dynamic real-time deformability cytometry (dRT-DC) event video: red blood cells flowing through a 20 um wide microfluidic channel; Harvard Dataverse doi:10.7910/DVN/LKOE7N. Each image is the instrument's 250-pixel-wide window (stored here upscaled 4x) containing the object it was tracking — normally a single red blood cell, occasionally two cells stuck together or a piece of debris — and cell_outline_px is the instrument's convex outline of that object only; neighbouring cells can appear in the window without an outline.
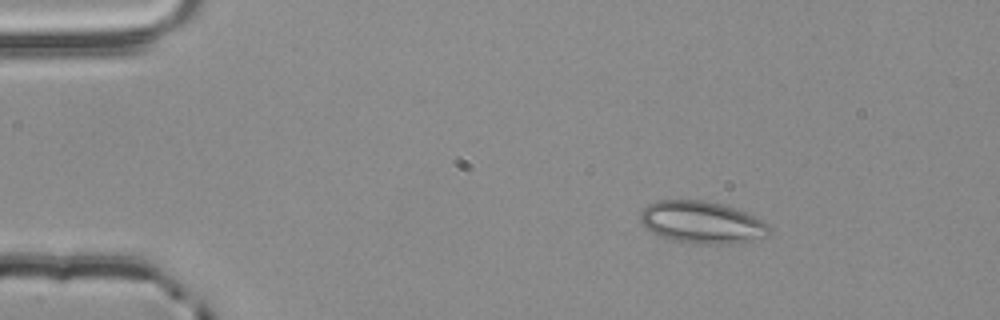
{"species": "common noctule bat (a hibernating species)", "species_latin": "Nyctalus noctula", "temperature_condition": "room temperature", "stored_images_in_passage": 2, "camera_frame_rate_fps": 3000, "um_per_image_px": 0.085, "animal": {"sex": "male", "body_mass_g": 20.4}, "frame": {"image": 1, "passage_image": 1, "time_ms": 0.0, "image_size_px": [1000, 320], "cell_outline_px": [[768, 232], [764, 236], [748, 240], [728, 244], [704, 244], [668, 240], [644, 228], [640, 220], [640, 212], [648, 204], [656, 200], [704, 200], [720, 204], [744, 212], [764, 220], [768, 224]], "centroid_in_image_um": [59.58, 18.89], "position_along_channel_um": 25.4, "area_um2": 31.44}}